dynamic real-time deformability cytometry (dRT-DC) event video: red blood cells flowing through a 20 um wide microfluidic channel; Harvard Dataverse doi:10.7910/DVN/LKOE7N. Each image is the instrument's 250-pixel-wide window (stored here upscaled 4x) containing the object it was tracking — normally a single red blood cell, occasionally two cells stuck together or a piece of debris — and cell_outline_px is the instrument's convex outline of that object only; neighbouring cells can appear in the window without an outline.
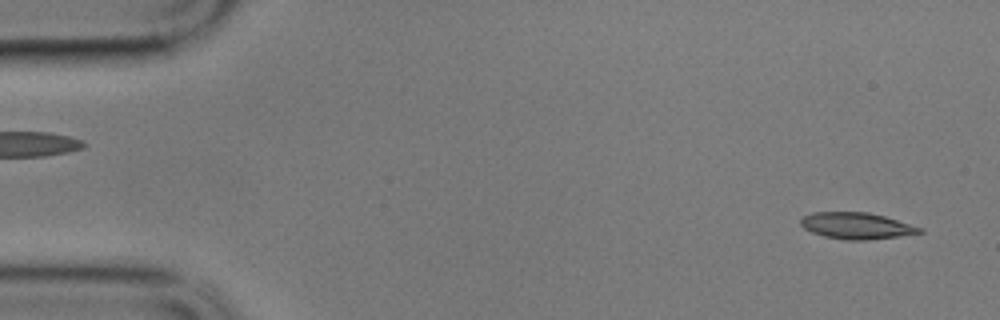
{"species": "common noctule bat (a hibernating species)", "species_latin": "Nyctalus noctula", "temperature_condition": "cold", "stored_images_in_passage": 58, "camera_frame_rate_fps": 3000, "um_per_image_px": 0.085, "animal": {"sex": "male", "body_mass_g": 17.9}, "frame": {"image": 1, "passage_image": 2, "time_ms": 0.333, "image_size_px": [1000, 320], "cell_outline_px": [[924, 232], [896, 236], [864, 240], [844, 240], [824, 236], [812, 232], [804, 228], [800, 224], [800, 220], [804, 216], [812, 212], [868, 212], [884, 216], [924, 228]], "centroid_in_image_um": [72.79, 19.18], "position_along_channel_um": 12.2, "area_um2": 18.21}}
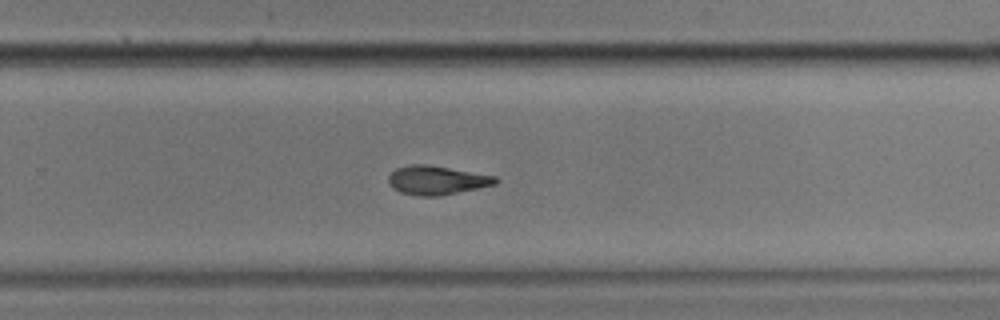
{"frame": {"image": 2, "passage_image": 37, "time_ms": 12.0, "image_size_px": [1000, 320], "cell_outline_px": [[500, 180], [496, 184], [440, 196], [420, 196], [400, 192], [392, 188], [388, 184], [388, 176], [396, 168], [412, 164], [424, 164], [496, 176]], "centroid_in_image_um": [37.1, 15.32], "position_along_channel_um": 292.7, "area_um2": 17.92}}
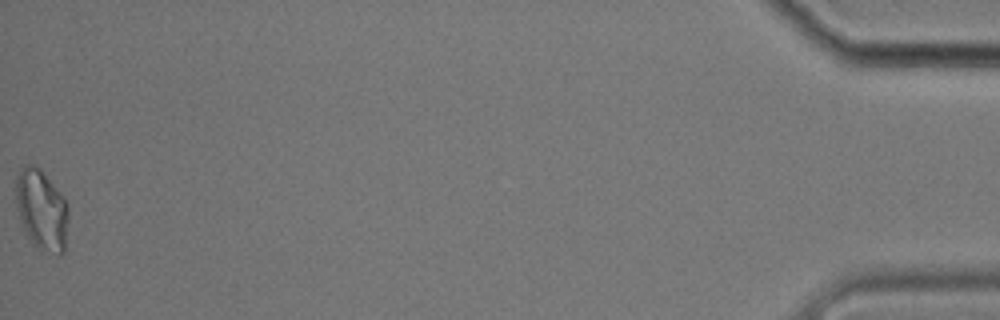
{"frame": {"image": 3, "passage_image": 58, "time_ms": 19.0, "image_size_px": [1000, 320], "cell_outline_px": [[68, 220], [64, 252], [60, 256], [56, 256], [40, 252], [32, 244], [20, 220], [16, 208], [16, 176], [20, 168], [24, 164], [36, 164], [40, 168], [64, 196], [68, 204]], "centroid_in_image_um": [3.55, 17.86], "position_along_channel_um": 431.7, "area_um2": 25.43}, "authors_computed_cell_mechanics": {"area_um2": 18.6694, "velocity_mm_per_s": 3.3812, "shape_relaxation_time_tau1_ms": 5.5167, "shape_relaxation_time_tau2_ms": 4.9305, "deformation_change_tau1": 0.1546, "deformation_change_tau2": 0.1252}}